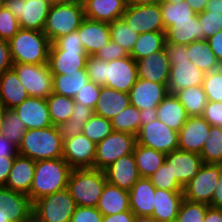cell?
<instances>
[{
    "label": "cell",
    "mask_w": 222,
    "mask_h": 222,
    "mask_svg": "<svg viewBox=\"0 0 222 222\" xmlns=\"http://www.w3.org/2000/svg\"><path fill=\"white\" fill-rule=\"evenodd\" d=\"M185 0H160V3H170V4H174V3H179V2H183Z\"/></svg>",
    "instance_id": "cell-72"
},
{
    "label": "cell",
    "mask_w": 222,
    "mask_h": 222,
    "mask_svg": "<svg viewBox=\"0 0 222 222\" xmlns=\"http://www.w3.org/2000/svg\"><path fill=\"white\" fill-rule=\"evenodd\" d=\"M166 42L165 32L154 31L139 34L136 43L129 54L135 61L147 57L152 53L164 50Z\"/></svg>",
    "instance_id": "cell-38"
},
{
    "label": "cell",
    "mask_w": 222,
    "mask_h": 222,
    "mask_svg": "<svg viewBox=\"0 0 222 222\" xmlns=\"http://www.w3.org/2000/svg\"><path fill=\"white\" fill-rule=\"evenodd\" d=\"M79 0H50L52 4L73 3Z\"/></svg>",
    "instance_id": "cell-71"
},
{
    "label": "cell",
    "mask_w": 222,
    "mask_h": 222,
    "mask_svg": "<svg viewBox=\"0 0 222 222\" xmlns=\"http://www.w3.org/2000/svg\"><path fill=\"white\" fill-rule=\"evenodd\" d=\"M188 117L184 106L173 93H168L157 106L158 120L177 132L183 127Z\"/></svg>",
    "instance_id": "cell-32"
},
{
    "label": "cell",
    "mask_w": 222,
    "mask_h": 222,
    "mask_svg": "<svg viewBox=\"0 0 222 222\" xmlns=\"http://www.w3.org/2000/svg\"><path fill=\"white\" fill-rule=\"evenodd\" d=\"M111 40L119 44L128 54L132 52L139 34L134 32L122 18L109 23Z\"/></svg>",
    "instance_id": "cell-44"
},
{
    "label": "cell",
    "mask_w": 222,
    "mask_h": 222,
    "mask_svg": "<svg viewBox=\"0 0 222 222\" xmlns=\"http://www.w3.org/2000/svg\"><path fill=\"white\" fill-rule=\"evenodd\" d=\"M5 0H0V8L4 6Z\"/></svg>",
    "instance_id": "cell-74"
},
{
    "label": "cell",
    "mask_w": 222,
    "mask_h": 222,
    "mask_svg": "<svg viewBox=\"0 0 222 222\" xmlns=\"http://www.w3.org/2000/svg\"><path fill=\"white\" fill-rule=\"evenodd\" d=\"M155 186L149 178L141 177L129 191L130 210L139 216H152L155 206Z\"/></svg>",
    "instance_id": "cell-27"
},
{
    "label": "cell",
    "mask_w": 222,
    "mask_h": 222,
    "mask_svg": "<svg viewBox=\"0 0 222 222\" xmlns=\"http://www.w3.org/2000/svg\"><path fill=\"white\" fill-rule=\"evenodd\" d=\"M165 163L170 166L172 177L184 187L197 175L203 160L198 153L177 149L166 154Z\"/></svg>",
    "instance_id": "cell-18"
},
{
    "label": "cell",
    "mask_w": 222,
    "mask_h": 222,
    "mask_svg": "<svg viewBox=\"0 0 222 222\" xmlns=\"http://www.w3.org/2000/svg\"><path fill=\"white\" fill-rule=\"evenodd\" d=\"M18 155V147L10 142L5 136L0 135V158L16 157Z\"/></svg>",
    "instance_id": "cell-59"
},
{
    "label": "cell",
    "mask_w": 222,
    "mask_h": 222,
    "mask_svg": "<svg viewBox=\"0 0 222 222\" xmlns=\"http://www.w3.org/2000/svg\"><path fill=\"white\" fill-rule=\"evenodd\" d=\"M203 222H222V209L209 206Z\"/></svg>",
    "instance_id": "cell-65"
},
{
    "label": "cell",
    "mask_w": 222,
    "mask_h": 222,
    "mask_svg": "<svg viewBox=\"0 0 222 222\" xmlns=\"http://www.w3.org/2000/svg\"><path fill=\"white\" fill-rule=\"evenodd\" d=\"M26 222H39L33 215Z\"/></svg>",
    "instance_id": "cell-73"
},
{
    "label": "cell",
    "mask_w": 222,
    "mask_h": 222,
    "mask_svg": "<svg viewBox=\"0 0 222 222\" xmlns=\"http://www.w3.org/2000/svg\"><path fill=\"white\" fill-rule=\"evenodd\" d=\"M103 215L96 207L76 206L70 222H102Z\"/></svg>",
    "instance_id": "cell-55"
},
{
    "label": "cell",
    "mask_w": 222,
    "mask_h": 222,
    "mask_svg": "<svg viewBox=\"0 0 222 222\" xmlns=\"http://www.w3.org/2000/svg\"><path fill=\"white\" fill-rule=\"evenodd\" d=\"M160 8L165 30L175 21L195 20L197 16L186 1L174 4L160 3Z\"/></svg>",
    "instance_id": "cell-43"
},
{
    "label": "cell",
    "mask_w": 222,
    "mask_h": 222,
    "mask_svg": "<svg viewBox=\"0 0 222 222\" xmlns=\"http://www.w3.org/2000/svg\"><path fill=\"white\" fill-rule=\"evenodd\" d=\"M133 222H158V221L152 216L135 215Z\"/></svg>",
    "instance_id": "cell-69"
},
{
    "label": "cell",
    "mask_w": 222,
    "mask_h": 222,
    "mask_svg": "<svg viewBox=\"0 0 222 222\" xmlns=\"http://www.w3.org/2000/svg\"><path fill=\"white\" fill-rule=\"evenodd\" d=\"M13 66L9 41L0 39V75Z\"/></svg>",
    "instance_id": "cell-58"
},
{
    "label": "cell",
    "mask_w": 222,
    "mask_h": 222,
    "mask_svg": "<svg viewBox=\"0 0 222 222\" xmlns=\"http://www.w3.org/2000/svg\"><path fill=\"white\" fill-rule=\"evenodd\" d=\"M76 203L67 188L33 202L32 215L39 222H70Z\"/></svg>",
    "instance_id": "cell-7"
},
{
    "label": "cell",
    "mask_w": 222,
    "mask_h": 222,
    "mask_svg": "<svg viewBox=\"0 0 222 222\" xmlns=\"http://www.w3.org/2000/svg\"><path fill=\"white\" fill-rule=\"evenodd\" d=\"M121 18L138 34L154 31L165 32L160 3L153 5L128 3Z\"/></svg>",
    "instance_id": "cell-12"
},
{
    "label": "cell",
    "mask_w": 222,
    "mask_h": 222,
    "mask_svg": "<svg viewBox=\"0 0 222 222\" xmlns=\"http://www.w3.org/2000/svg\"><path fill=\"white\" fill-rule=\"evenodd\" d=\"M12 68L30 97L47 99L53 93V74L48 64L15 63Z\"/></svg>",
    "instance_id": "cell-9"
},
{
    "label": "cell",
    "mask_w": 222,
    "mask_h": 222,
    "mask_svg": "<svg viewBox=\"0 0 222 222\" xmlns=\"http://www.w3.org/2000/svg\"><path fill=\"white\" fill-rule=\"evenodd\" d=\"M201 27V40H207L222 30V13L203 11L197 14Z\"/></svg>",
    "instance_id": "cell-50"
},
{
    "label": "cell",
    "mask_w": 222,
    "mask_h": 222,
    "mask_svg": "<svg viewBox=\"0 0 222 222\" xmlns=\"http://www.w3.org/2000/svg\"><path fill=\"white\" fill-rule=\"evenodd\" d=\"M135 214L131 211H123L117 214L103 216L102 222H133Z\"/></svg>",
    "instance_id": "cell-62"
},
{
    "label": "cell",
    "mask_w": 222,
    "mask_h": 222,
    "mask_svg": "<svg viewBox=\"0 0 222 222\" xmlns=\"http://www.w3.org/2000/svg\"><path fill=\"white\" fill-rule=\"evenodd\" d=\"M34 171L35 161L18 154L14 159L5 187L12 191L24 193L30 198V188L34 178Z\"/></svg>",
    "instance_id": "cell-26"
},
{
    "label": "cell",
    "mask_w": 222,
    "mask_h": 222,
    "mask_svg": "<svg viewBox=\"0 0 222 222\" xmlns=\"http://www.w3.org/2000/svg\"><path fill=\"white\" fill-rule=\"evenodd\" d=\"M50 50H84L77 31L63 35L51 43Z\"/></svg>",
    "instance_id": "cell-54"
},
{
    "label": "cell",
    "mask_w": 222,
    "mask_h": 222,
    "mask_svg": "<svg viewBox=\"0 0 222 222\" xmlns=\"http://www.w3.org/2000/svg\"><path fill=\"white\" fill-rule=\"evenodd\" d=\"M204 164H222V128L211 126L200 153Z\"/></svg>",
    "instance_id": "cell-42"
},
{
    "label": "cell",
    "mask_w": 222,
    "mask_h": 222,
    "mask_svg": "<svg viewBox=\"0 0 222 222\" xmlns=\"http://www.w3.org/2000/svg\"><path fill=\"white\" fill-rule=\"evenodd\" d=\"M7 108L5 105L0 101V125L4 121V117L6 114ZM0 135H1V128H0Z\"/></svg>",
    "instance_id": "cell-70"
},
{
    "label": "cell",
    "mask_w": 222,
    "mask_h": 222,
    "mask_svg": "<svg viewBox=\"0 0 222 222\" xmlns=\"http://www.w3.org/2000/svg\"><path fill=\"white\" fill-rule=\"evenodd\" d=\"M15 157L0 158V186H5Z\"/></svg>",
    "instance_id": "cell-61"
},
{
    "label": "cell",
    "mask_w": 222,
    "mask_h": 222,
    "mask_svg": "<svg viewBox=\"0 0 222 222\" xmlns=\"http://www.w3.org/2000/svg\"><path fill=\"white\" fill-rule=\"evenodd\" d=\"M29 97L13 68L0 75V101L7 109L15 108Z\"/></svg>",
    "instance_id": "cell-30"
},
{
    "label": "cell",
    "mask_w": 222,
    "mask_h": 222,
    "mask_svg": "<svg viewBox=\"0 0 222 222\" xmlns=\"http://www.w3.org/2000/svg\"><path fill=\"white\" fill-rule=\"evenodd\" d=\"M140 128L143 125L150 123L151 121L157 120V107H152L148 110H140Z\"/></svg>",
    "instance_id": "cell-63"
},
{
    "label": "cell",
    "mask_w": 222,
    "mask_h": 222,
    "mask_svg": "<svg viewBox=\"0 0 222 222\" xmlns=\"http://www.w3.org/2000/svg\"><path fill=\"white\" fill-rule=\"evenodd\" d=\"M13 110H15L27 130L47 128L53 125L46 99L29 97Z\"/></svg>",
    "instance_id": "cell-20"
},
{
    "label": "cell",
    "mask_w": 222,
    "mask_h": 222,
    "mask_svg": "<svg viewBox=\"0 0 222 222\" xmlns=\"http://www.w3.org/2000/svg\"><path fill=\"white\" fill-rule=\"evenodd\" d=\"M85 18L111 23L120 19L128 5L127 0H82Z\"/></svg>",
    "instance_id": "cell-24"
},
{
    "label": "cell",
    "mask_w": 222,
    "mask_h": 222,
    "mask_svg": "<svg viewBox=\"0 0 222 222\" xmlns=\"http://www.w3.org/2000/svg\"><path fill=\"white\" fill-rule=\"evenodd\" d=\"M101 93V86L92 81H88L84 87L74 96V101L94 110Z\"/></svg>",
    "instance_id": "cell-53"
},
{
    "label": "cell",
    "mask_w": 222,
    "mask_h": 222,
    "mask_svg": "<svg viewBox=\"0 0 222 222\" xmlns=\"http://www.w3.org/2000/svg\"><path fill=\"white\" fill-rule=\"evenodd\" d=\"M113 132L111 120L93 114L85 123L82 133L92 142L98 144Z\"/></svg>",
    "instance_id": "cell-46"
},
{
    "label": "cell",
    "mask_w": 222,
    "mask_h": 222,
    "mask_svg": "<svg viewBox=\"0 0 222 222\" xmlns=\"http://www.w3.org/2000/svg\"><path fill=\"white\" fill-rule=\"evenodd\" d=\"M202 87L208 101L222 102V67L206 73Z\"/></svg>",
    "instance_id": "cell-49"
},
{
    "label": "cell",
    "mask_w": 222,
    "mask_h": 222,
    "mask_svg": "<svg viewBox=\"0 0 222 222\" xmlns=\"http://www.w3.org/2000/svg\"><path fill=\"white\" fill-rule=\"evenodd\" d=\"M86 54L95 55L110 40L109 23L85 18L77 30Z\"/></svg>",
    "instance_id": "cell-22"
},
{
    "label": "cell",
    "mask_w": 222,
    "mask_h": 222,
    "mask_svg": "<svg viewBox=\"0 0 222 222\" xmlns=\"http://www.w3.org/2000/svg\"><path fill=\"white\" fill-rule=\"evenodd\" d=\"M210 123L202 116H190L178 131V149L201 153L204 143L209 138Z\"/></svg>",
    "instance_id": "cell-17"
},
{
    "label": "cell",
    "mask_w": 222,
    "mask_h": 222,
    "mask_svg": "<svg viewBox=\"0 0 222 222\" xmlns=\"http://www.w3.org/2000/svg\"><path fill=\"white\" fill-rule=\"evenodd\" d=\"M13 64H47L51 41L38 30L20 29L9 41Z\"/></svg>",
    "instance_id": "cell-5"
},
{
    "label": "cell",
    "mask_w": 222,
    "mask_h": 222,
    "mask_svg": "<svg viewBox=\"0 0 222 222\" xmlns=\"http://www.w3.org/2000/svg\"><path fill=\"white\" fill-rule=\"evenodd\" d=\"M94 56L110 62L119 58L128 57L129 54L119 44L110 40V42L103 46Z\"/></svg>",
    "instance_id": "cell-56"
},
{
    "label": "cell",
    "mask_w": 222,
    "mask_h": 222,
    "mask_svg": "<svg viewBox=\"0 0 222 222\" xmlns=\"http://www.w3.org/2000/svg\"><path fill=\"white\" fill-rule=\"evenodd\" d=\"M198 17L195 20L175 21L165 30L167 43L189 45L201 40V27Z\"/></svg>",
    "instance_id": "cell-33"
},
{
    "label": "cell",
    "mask_w": 222,
    "mask_h": 222,
    "mask_svg": "<svg viewBox=\"0 0 222 222\" xmlns=\"http://www.w3.org/2000/svg\"><path fill=\"white\" fill-rule=\"evenodd\" d=\"M149 179L155 188L167 191H183L184 188L175 177H172L170 166L165 162L151 177H149Z\"/></svg>",
    "instance_id": "cell-48"
},
{
    "label": "cell",
    "mask_w": 222,
    "mask_h": 222,
    "mask_svg": "<svg viewBox=\"0 0 222 222\" xmlns=\"http://www.w3.org/2000/svg\"><path fill=\"white\" fill-rule=\"evenodd\" d=\"M107 61L97 58L94 55H89L86 59V71L89 80L95 84L103 87L106 86L105 72H106Z\"/></svg>",
    "instance_id": "cell-51"
},
{
    "label": "cell",
    "mask_w": 222,
    "mask_h": 222,
    "mask_svg": "<svg viewBox=\"0 0 222 222\" xmlns=\"http://www.w3.org/2000/svg\"><path fill=\"white\" fill-rule=\"evenodd\" d=\"M52 3L44 0H5L4 7L19 20L21 29L43 32Z\"/></svg>",
    "instance_id": "cell-10"
},
{
    "label": "cell",
    "mask_w": 222,
    "mask_h": 222,
    "mask_svg": "<svg viewBox=\"0 0 222 222\" xmlns=\"http://www.w3.org/2000/svg\"><path fill=\"white\" fill-rule=\"evenodd\" d=\"M209 205L189 201L184 198L181 203L177 220L179 222H203Z\"/></svg>",
    "instance_id": "cell-47"
},
{
    "label": "cell",
    "mask_w": 222,
    "mask_h": 222,
    "mask_svg": "<svg viewBox=\"0 0 222 222\" xmlns=\"http://www.w3.org/2000/svg\"><path fill=\"white\" fill-rule=\"evenodd\" d=\"M207 42L217 60L222 65V30L218 31L214 36L208 38Z\"/></svg>",
    "instance_id": "cell-60"
},
{
    "label": "cell",
    "mask_w": 222,
    "mask_h": 222,
    "mask_svg": "<svg viewBox=\"0 0 222 222\" xmlns=\"http://www.w3.org/2000/svg\"><path fill=\"white\" fill-rule=\"evenodd\" d=\"M155 206L152 217L158 222H169L177 219V215L184 200L183 191H167L156 188Z\"/></svg>",
    "instance_id": "cell-28"
},
{
    "label": "cell",
    "mask_w": 222,
    "mask_h": 222,
    "mask_svg": "<svg viewBox=\"0 0 222 222\" xmlns=\"http://www.w3.org/2000/svg\"><path fill=\"white\" fill-rule=\"evenodd\" d=\"M202 117L207 120L211 126L222 128V102L208 101Z\"/></svg>",
    "instance_id": "cell-57"
},
{
    "label": "cell",
    "mask_w": 222,
    "mask_h": 222,
    "mask_svg": "<svg viewBox=\"0 0 222 222\" xmlns=\"http://www.w3.org/2000/svg\"><path fill=\"white\" fill-rule=\"evenodd\" d=\"M1 135L5 136L17 147L21 145L26 126L23 124L17 113L13 109H7L4 121L0 125Z\"/></svg>",
    "instance_id": "cell-45"
},
{
    "label": "cell",
    "mask_w": 222,
    "mask_h": 222,
    "mask_svg": "<svg viewBox=\"0 0 222 222\" xmlns=\"http://www.w3.org/2000/svg\"><path fill=\"white\" fill-rule=\"evenodd\" d=\"M169 222H179V221L177 219H175V220H171Z\"/></svg>",
    "instance_id": "cell-75"
},
{
    "label": "cell",
    "mask_w": 222,
    "mask_h": 222,
    "mask_svg": "<svg viewBox=\"0 0 222 222\" xmlns=\"http://www.w3.org/2000/svg\"><path fill=\"white\" fill-rule=\"evenodd\" d=\"M84 19L82 0L73 3L52 4L43 33L53 43L57 38L77 31Z\"/></svg>",
    "instance_id": "cell-6"
},
{
    "label": "cell",
    "mask_w": 222,
    "mask_h": 222,
    "mask_svg": "<svg viewBox=\"0 0 222 222\" xmlns=\"http://www.w3.org/2000/svg\"><path fill=\"white\" fill-rule=\"evenodd\" d=\"M136 143L135 135L113 131L96 144L94 168L104 171L120 157L133 153Z\"/></svg>",
    "instance_id": "cell-8"
},
{
    "label": "cell",
    "mask_w": 222,
    "mask_h": 222,
    "mask_svg": "<svg viewBox=\"0 0 222 222\" xmlns=\"http://www.w3.org/2000/svg\"><path fill=\"white\" fill-rule=\"evenodd\" d=\"M32 207L28 195L0 186V222H26Z\"/></svg>",
    "instance_id": "cell-14"
},
{
    "label": "cell",
    "mask_w": 222,
    "mask_h": 222,
    "mask_svg": "<svg viewBox=\"0 0 222 222\" xmlns=\"http://www.w3.org/2000/svg\"><path fill=\"white\" fill-rule=\"evenodd\" d=\"M136 140L138 144L164 154L178 149V132L172 130L158 119L141 126Z\"/></svg>",
    "instance_id": "cell-13"
},
{
    "label": "cell",
    "mask_w": 222,
    "mask_h": 222,
    "mask_svg": "<svg viewBox=\"0 0 222 222\" xmlns=\"http://www.w3.org/2000/svg\"><path fill=\"white\" fill-rule=\"evenodd\" d=\"M138 78L168 85L170 63L165 50L136 61Z\"/></svg>",
    "instance_id": "cell-23"
},
{
    "label": "cell",
    "mask_w": 222,
    "mask_h": 222,
    "mask_svg": "<svg viewBox=\"0 0 222 222\" xmlns=\"http://www.w3.org/2000/svg\"><path fill=\"white\" fill-rule=\"evenodd\" d=\"M20 29L16 16L4 6L0 8V39L10 41Z\"/></svg>",
    "instance_id": "cell-52"
},
{
    "label": "cell",
    "mask_w": 222,
    "mask_h": 222,
    "mask_svg": "<svg viewBox=\"0 0 222 222\" xmlns=\"http://www.w3.org/2000/svg\"><path fill=\"white\" fill-rule=\"evenodd\" d=\"M167 94V85L137 78L129 91L130 104L139 110H149L157 107Z\"/></svg>",
    "instance_id": "cell-19"
},
{
    "label": "cell",
    "mask_w": 222,
    "mask_h": 222,
    "mask_svg": "<svg viewBox=\"0 0 222 222\" xmlns=\"http://www.w3.org/2000/svg\"><path fill=\"white\" fill-rule=\"evenodd\" d=\"M140 110L129 105L111 119L113 131L126 132L137 136L140 130Z\"/></svg>",
    "instance_id": "cell-41"
},
{
    "label": "cell",
    "mask_w": 222,
    "mask_h": 222,
    "mask_svg": "<svg viewBox=\"0 0 222 222\" xmlns=\"http://www.w3.org/2000/svg\"><path fill=\"white\" fill-rule=\"evenodd\" d=\"M190 8L196 13H201L206 9L209 0H185Z\"/></svg>",
    "instance_id": "cell-66"
},
{
    "label": "cell",
    "mask_w": 222,
    "mask_h": 222,
    "mask_svg": "<svg viewBox=\"0 0 222 222\" xmlns=\"http://www.w3.org/2000/svg\"><path fill=\"white\" fill-rule=\"evenodd\" d=\"M107 179L103 170L73 168L67 189L77 206L96 207Z\"/></svg>",
    "instance_id": "cell-4"
},
{
    "label": "cell",
    "mask_w": 222,
    "mask_h": 222,
    "mask_svg": "<svg viewBox=\"0 0 222 222\" xmlns=\"http://www.w3.org/2000/svg\"><path fill=\"white\" fill-rule=\"evenodd\" d=\"M85 50H49L48 65L52 74H69L86 68Z\"/></svg>",
    "instance_id": "cell-25"
},
{
    "label": "cell",
    "mask_w": 222,
    "mask_h": 222,
    "mask_svg": "<svg viewBox=\"0 0 222 222\" xmlns=\"http://www.w3.org/2000/svg\"><path fill=\"white\" fill-rule=\"evenodd\" d=\"M46 100L50 119L54 126H58L60 123L69 120L75 105L73 98H69L57 93H51Z\"/></svg>",
    "instance_id": "cell-40"
},
{
    "label": "cell",
    "mask_w": 222,
    "mask_h": 222,
    "mask_svg": "<svg viewBox=\"0 0 222 222\" xmlns=\"http://www.w3.org/2000/svg\"><path fill=\"white\" fill-rule=\"evenodd\" d=\"M104 172L108 183L126 191H130L141 178L133 153L120 157Z\"/></svg>",
    "instance_id": "cell-21"
},
{
    "label": "cell",
    "mask_w": 222,
    "mask_h": 222,
    "mask_svg": "<svg viewBox=\"0 0 222 222\" xmlns=\"http://www.w3.org/2000/svg\"><path fill=\"white\" fill-rule=\"evenodd\" d=\"M96 144L83 133L63 141L62 158L72 168H94Z\"/></svg>",
    "instance_id": "cell-15"
},
{
    "label": "cell",
    "mask_w": 222,
    "mask_h": 222,
    "mask_svg": "<svg viewBox=\"0 0 222 222\" xmlns=\"http://www.w3.org/2000/svg\"><path fill=\"white\" fill-rule=\"evenodd\" d=\"M187 54L189 60L204 73H209L222 67L207 40H199L187 45Z\"/></svg>",
    "instance_id": "cell-35"
},
{
    "label": "cell",
    "mask_w": 222,
    "mask_h": 222,
    "mask_svg": "<svg viewBox=\"0 0 222 222\" xmlns=\"http://www.w3.org/2000/svg\"><path fill=\"white\" fill-rule=\"evenodd\" d=\"M220 164H204L197 175L183 188L184 198L210 206L213 194L219 184Z\"/></svg>",
    "instance_id": "cell-11"
},
{
    "label": "cell",
    "mask_w": 222,
    "mask_h": 222,
    "mask_svg": "<svg viewBox=\"0 0 222 222\" xmlns=\"http://www.w3.org/2000/svg\"><path fill=\"white\" fill-rule=\"evenodd\" d=\"M18 154L34 161L62 158L63 140L58 127L26 130Z\"/></svg>",
    "instance_id": "cell-3"
},
{
    "label": "cell",
    "mask_w": 222,
    "mask_h": 222,
    "mask_svg": "<svg viewBox=\"0 0 222 222\" xmlns=\"http://www.w3.org/2000/svg\"><path fill=\"white\" fill-rule=\"evenodd\" d=\"M133 155L140 177H151L165 162L166 154L136 143Z\"/></svg>",
    "instance_id": "cell-34"
},
{
    "label": "cell",
    "mask_w": 222,
    "mask_h": 222,
    "mask_svg": "<svg viewBox=\"0 0 222 222\" xmlns=\"http://www.w3.org/2000/svg\"><path fill=\"white\" fill-rule=\"evenodd\" d=\"M105 78L107 87L129 93L138 78L136 61L129 55L107 62Z\"/></svg>",
    "instance_id": "cell-16"
},
{
    "label": "cell",
    "mask_w": 222,
    "mask_h": 222,
    "mask_svg": "<svg viewBox=\"0 0 222 222\" xmlns=\"http://www.w3.org/2000/svg\"><path fill=\"white\" fill-rule=\"evenodd\" d=\"M90 81L86 69L76 70L69 74H53V93L69 98L81 90Z\"/></svg>",
    "instance_id": "cell-36"
},
{
    "label": "cell",
    "mask_w": 222,
    "mask_h": 222,
    "mask_svg": "<svg viewBox=\"0 0 222 222\" xmlns=\"http://www.w3.org/2000/svg\"><path fill=\"white\" fill-rule=\"evenodd\" d=\"M164 50L170 63L168 93L176 94L191 86H201L205 74L189 60L187 45L165 42Z\"/></svg>",
    "instance_id": "cell-1"
},
{
    "label": "cell",
    "mask_w": 222,
    "mask_h": 222,
    "mask_svg": "<svg viewBox=\"0 0 222 222\" xmlns=\"http://www.w3.org/2000/svg\"><path fill=\"white\" fill-rule=\"evenodd\" d=\"M129 4H136V5H153L159 4L160 0H127Z\"/></svg>",
    "instance_id": "cell-68"
},
{
    "label": "cell",
    "mask_w": 222,
    "mask_h": 222,
    "mask_svg": "<svg viewBox=\"0 0 222 222\" xmlns=\"http://www.w3.org/2000/svg\"><path fill=\"white\" fill-rule=\"evenodd\" d=\"M175 95L184 106L189 117L202 116L204 108L208 102L202 85L185 88L178 91Z\"/></svg>",
    "instance_id": "cell-39"
},
{
    "label": "cell",
    "mask_w": 222,
    "mask_h": 222,
    "mask_svg": "<svg viewBox=\"0 0 222 222\" xmlns=\"http://www.w3.org/2000/svg\"><path fill=\"white\" fill-rule=\"evenodd\" d=\"M205 11L222 13V0H209Z\"/></svg>",
    "instance_id": "cell-67"
},
{
    "label": "cell",
    "mask_w": 222,
    "mask_h": 222,
    "mask_svg": "<svg viewBox=\"0 0 222 222\" xmlns=\"http://www.w3.org/2000/svg\"><path fill=\"white\" fill-rule=\"evenodd\" d=\"M96 208L103 216L130 210L129 191L106 182Z\"/></svg>",
    "instance_id": "cell-31"
},
{
    "label": "cell",
    "mask_w": 222,
    "mask_h": 222,
    "mask_svg": "<svg viewBox=\"0 0 222 222\" xmlns=\"http://www.w3.org/2000/svg\"><path fill=\"white\" fill-rule=\"evenodd\" d=\"M72 169L63 158L35 161L31 202L67 188Z\"/></svg>",
    "instance_id": "cell-2"
},
{
    "label": "cell",
    "mask_w": 222,
    "mask_h": 222,
    "mask_svg": "<svg viewBox=\"0 0 222 222\" xmlns=\"http://www.w3.org/2000/svg\"><path fill=\"white\" fill-rule=\"evenodd\" d=\"M129 105V93L103 86L93 111L94 114L111 120Z\"/></svg>",
    "instance_id": "cell-29"
},
{
    "label": "cell",
    "mask_w": 222,
    "mask_h": 222,
    "mask_svg": "<svg viewBox=\"0 0 222 222\" xmlns=\"http://www.w3.org/2000/svg\"><path fill=\"white\" fill-rule=\"evenodd\" d=\"M210 206L214 207V208H221L222 207V164H220L219 184L216 187V190L213 194Z\"/></svg>",
    "instance_id": "cell-64"
},
{
    "label": "cell",
    "mask_w": 222,
    "mask_h": 222,
    "mask_svg": "<svg viewBox=\"0 0 222 222\" xmlns=\"http://www.w3.org/2000/svg\"><path fill=\"white\" fill-rule=\"evenodd\" d=\"M94 114L93 109L84 104L75 102L71 117L68 121L60 123L57 127L62 140H67L81 134L85 123Z\"/></svg>",
    "instance_id": "cell-37"
}]
</instances>
